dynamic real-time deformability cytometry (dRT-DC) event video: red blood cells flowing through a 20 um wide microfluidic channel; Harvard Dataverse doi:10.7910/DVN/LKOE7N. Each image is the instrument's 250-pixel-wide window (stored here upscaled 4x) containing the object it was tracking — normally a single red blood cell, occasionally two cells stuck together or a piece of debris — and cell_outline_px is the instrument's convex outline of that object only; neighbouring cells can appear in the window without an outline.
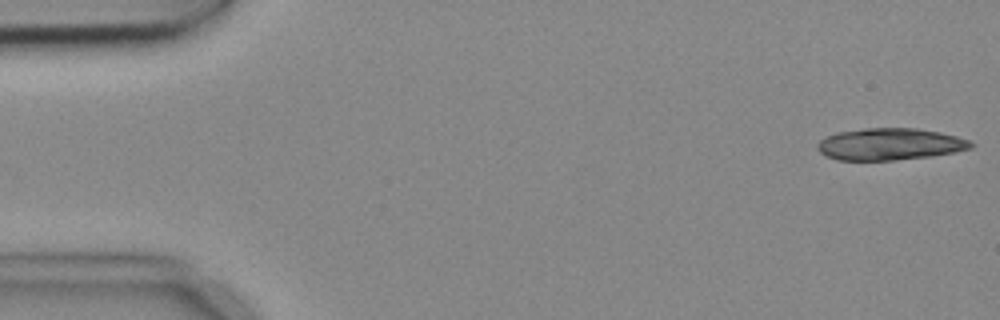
{"species": "common noctule bat (a hibernating species)", "species_latin": "Nyctalus noctula", "temperature_condition": "cold", "stored_images_in_passage": 7, "camera_frame_rate_fps": 3000, "um_per_image_px": 0.085, "animal": {"sex": "female", "body_mass_g": 18.4}, "frame": {"image": 1, "passage_image": 1, "time_ms": 0.0, "image_size_px": [1000, 320], "cell_outline_px": [[976, 144], [972, 148], [952, 152], [928, 156], [892, 160], [836, 160], [820, 152], [816, 148], [816, 144], [820, 140], [836, 132], [864, 128], [916, 128], [940, 132], [956, 136], [968, 140]], "centroid_in_image_um": [75.61, 12.24], "position_along_channel_um": 9.4, "area_um2": 28.38}}